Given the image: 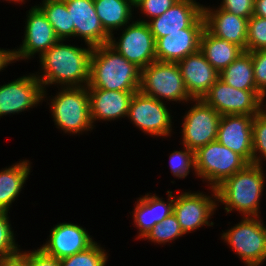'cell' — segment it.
Masks as SVG:
<instances>
[{"label":"cell","mask_w":266,"mask_h":266,"mask_svg":"<svg viewBox=\"0 0 266 266\" xmlns=\"http://www.w3.org/2000/svg\"><path fill=\"white\" fill-rule=\"evenodd\" d=\"M178 0H142L135 8L141 10L150 20L162 15L166 10L172 7Z\"/></svg>","instance_id":"cell-36"},{"label":"cell","mask_w":266,"mask_h":266,"mask_svg":"<svg viewBox=\"0 0 266 266\" xmlns=\"http://www.w3.org/2000/svg\"><path fill=\"white\" fill-rule=\"evenodd\" d=\"M94 6L104 30L109 35L113 34V30L129 24L132 19L134 6L129 0H94Z\"/></svg>","instance_id":"cell-26"},{"label":"cell","mask_w":266,"mask_h":266,"mask_svg":"<svg viewBox=\"0 0 266 266\" xmlns=\"http://www.w3.org/2000/svg\"><path fill=\"white\" fill-rule=\"evenodd\" d=\"M184 234L175 214L171 213L160 223L155 224L144 239L146 238L158 244H165L166 242H171L172 240H176V238L182 237Z\"/></svg>","instance_id":"cell-30"},{"label":"cell","mask_w":266,"mask_h":266,"mask_svg":"<svg viewBox=\"0 0 266 266\" xmlns=\"http://www.w3.org/2000/svg\"><path fill=\"white\" fill-rule=\"evenodd\" d=\"M29 160H23L0 171V211H9L30 174Z\"/></svg>","instance_id":"cell-25"},{"label":"cell","mask_w":266,"mask_h":266,"mask_svg":"<svg viewBox=\"0 0 266 266\" xmlns=\"http://www.w3.org/2000/svg\"><path fill=\"white\" fill-rule=\"evenodd\" d=\"M123 29L118 41L110 35L109 46L140 69L156 61V41L146 22L132 21Z\"/></svg>","instance_id":"cell-9"},{"label":"cell","mask_w":266,"mask_h":266,"mask_svg":"<svg viewBox=\"0 0 266 266\" xmlns=\"http://www.w3.org/2000/svg\"><path fill=\"white\" fill-rule=\"evenodd\" d=\"M107 252L94 242L86 250L59 260L60 266H105Z\"/></svg>","instance_id":"cell-29"},{"label":"cell","mask_w":266,"mask_h":266,"mask_svg":"<svg viewBox=\"0 0 266 266\" xmlns=\"http://www.w3.org/2000/svg\"><path fill=\"white\" fill-rule=\"evenodd\" d=\"M264 109L254 116L252 123L253 164L260 166L263 164L262 160H266V108Z\"/></svg>","instance_id":"cell-31"},{"label":"cell","mask_w":266,"mask_h":266,"mask_svg":"<svg viewBox=\"0 0 266 266\" xmlns=\"http://www.w3.org/2000/svg\"><path fill=\"white\" fill-rule=\"evenodd\" d=\"M26 20L23 44L16 50H12L13 62L30 59L36 53H39L40 56L60 40L38 6L31 7Z\"/></svg>","instance_id":"cell-13"},{"label":"cell","mask_w":266,"mask_h":266,"mask_svg":"<svg viewBox=\"0 0 266 266\" xmlns=\"http://www.w3.org/2000/svg\"><path fill=\"white\" fill-rule=\"evenodd\" d=\"M195 104L185 114L182 124V143L188 149L196 151L217 140L221 115L202 99H194Z\"/></svg>","instance_id":"cell-10"},{"label":"cell","mask_w":266,"mask_h":266,"mask_svg":"<svg viewBox=\"0 0 266 266\" xmlns=\"http://www.w3.org/2000/svg\"><path fill=\"white\" fill-rule=\"evenodd\" d=\"M63 41L59 40L39 56L43 72L41 75L36 73L35 76L44 90L46 85L52 84H59L62 88L88 85L93 47L87 45V48H79L65 45Z\"/></svg>","instance_id":"cell-1"},{"label":"cell","mask_w":266,"mask_h":266,"mask_svg":"<svg viewBox=\"0 0 266 266\" xmlns=\"http://www.w3.org/2000/svg\"><path fill=\"white\" fill-rule=\"evenodd\" d=\"M10 63H13L12 50L0 49V71Z\"/></svg>","instance_id":"cell-40"},{"label":"cell","mask_w":266,"mask_h":266,"mask_svg":"<svg viewBox=\"0 0 266 266\" xmlns=\"http://www.w3.org/2000/svg\"><path fill=\"white\" fill-rule=\"evenodd\" d=\"M184 151H174L170 154V169L173 176L185 178L190 173V168L195 172V151L183 147Z\"/></svg>","instance_id":"cell-34"},{"label":"cell","mask_w":266,"mask_h":266,"mask_svg":"<svg viewBox=\"0 0 266 266\" xmlns=\"http://www.w3.org/2000/svg\"><path fill=\"white\" fill-rule=\"evenodd\" d=\"M144 133L152 136H169L172 131V118L166 103L135 92L127 116Z\"/></svg>","instance_id":"cell-11"},{"label":"cell","mask_w":266,"mask_h":266,"mask_svg":"<svg viewBox=\"0 0 266 266\" xmlns=\"http://www.w3.org/2000/svg\"><path fill=\"white\" fill-rule=\"evenodd\" d=\"M202 14L203 5L196 0H178L159 17L149 22L144 19L139 21L148 24L156 41L169 33L182 32V29L189 28Z\"/></svg>","instance_id":"cell-19"},{"label":"cell","mask_w":266,"mask_h":266,"mask_svg":"<svg viewBox=\"0 0 266 266\" xmlns=\"http://www.w3.org/2000/svg\"><path fill=\"white\" fill-rule=\"evenodd\" d=\"M205 28L203 14L182 32L169 33L158 38L155 42L156 60L161 62L178 63L200 48V38Z\"/></svg>","instance_id":"cell-15"},{"label":"cell","mask_w":266,"mask_h":266,"mask_svg":"<svg viewBox=\"0 0 266 266\" xmlns=\"http://www.w3.org/2000/svg\"><path fill=\"white\" fill-rule=\"evenodd\" d=\"M51 98V115L64 133L78 134L93 129L90 117L88 87L62 88Z\"/></svg>","instance_id":"cell-4"},{"label":"cell","mask_w":266,"mask_h":266,"mask_svg":"<svg viewBox=\"0 0 266 266\" xmlns=\"http://www.w3.org/2000/svg\"><path fill=\"white\" fill-rule=\"evenodd\" d=\"M266 49V18L252 15L248 19L246 51Z\"/></svg>","instance_id":"cell-32"},{"label":"cell","mask_w":266,"mask_h":266,"mask_svg":"<svg viewBox=\"0 0 266 266\" xmlns=\"http://www.w3.org/2000/svg\"><path fill=\"white\" fill-rule=\"evenodd\" d=\"M49 240L40 249L58 260L86 250L95 241L80 225L59 223L50 230Z\"/></svg>","instance_id":"cell-17"},{"label":"cell","mask_w":266,"mask_h":266,"mask_svg":"<svg viewBox=\"0 0 266 266\" xmlns=\"http://www.w3.org/2000/svg\"><path fill=\"white\" fill-rule=\"evenodd\" d=\"M211 191V197L201 192H184L174 198L173 213L185 234L203 225H214L208 219L217 208V192L215 188H211Z\"/></svg>","instance_id":"cell-12"},{"label":"cell","mask_w":266,"mask_h":266,"mask_svg":"<svg viewBox=\"0 0 266 266\" xmlns=\"http://www.w3.org/2000/svg\"><path fill=\"white\" fill-rule=\"evenodd\" d=\"M0 266H28V252L20 251L12 257L0 259Z\"/></svg>","instance_id":"cell-39"},{"label":"cell","mask_w":266,"mask_h":266,"mask_svg":"<svg viewBox=\"0 0 266 266\" xmlns=\"http://www.w3.org/2000/svg\"><path fill=\"white\" fill-rule=\"evenodd\" d=\"M222 239L246 266H260L266 260V226L260 216L243 217L222 234Z\"/></svg>","instance_id":"cell-7"},{"label":"cell","mask_w":266,"mask_h":266,"mask_svg":"<svg viewBox=\"0 0 266 266\" xmlns=\"http://www.w3.org/2000/svg\"><path fill=\"white\" fill-rule=\"evenodd\" d=\"M253 15L266 18V0H254Z\"/></svg>","instance_id":"cell-41"},{"label":"cell","mask_w":266,"mask_h":266,"mask_svg":"<svg viewBox=\"0 0 266 266\" xmlns=\"http://www.w3.org/2000/svg\"><path fill=\"white\" fill-rule=\"evenodd\" d=\"M135 92L88 87L92 124L96 120H116L128 116L129 105Z\"/></svg>","instance_id":"cell-21"},{"label":"cell","mask_w":266,"mask_h":266,"mask_svg":"<svg viewBox=\"0 0 266 266\" xmlns=\"http://www.w3.org/2000/svg\"><path fill=\"white\" fill-rule=\"evenodd\" d=\"M7 211H0V259L12 257L20 252Z\"/></svg>","instance_id":"cell-33"},{"label":"cell","mask_w":266,"mask_h":266,"mask_svg":"<svg viewBox=\"0 0 266 266\" xmlns=\"http://www.w3.org/2000/svg\"><path fill=\"white\" fill-rule=\"evenodd\" d=\"M139 91L162 102L194 100L186 90L178 63L172 62L156 60L142 68Z\"/></svg>","instance_id":"cell-5"},{"label":"cell","mask_w":266,"mask_h":266,"mask_svg":"<svg viewBox=\"0 0 266 266\" xmlns=\"http://www.w3.org/2000/svg\"><path fill=\"white\" fill-rule=\"evenodd\" d=\"M218 7L238 17L249 19L253 15L254 0H223Z\"/></svg>","instance_id":"cell-37"},{"label":"cell","mask_w":266,"mask_h":266,"mask_svg":"<svg viewBox=\"0 0 266 266\" xmlns=\"http://www.w3.org/2000/svg\"><path fill=\"white\" fill-rule=\"evenodd\" d=\"M199 50L218 73L243 52L239 46L212 35L206 28L201 34Z\"/></svg>","instance_id":"cell-24"},{"label":"cell","mask_w":266,"mask_h":266,"mask_svg":"<svg viewBox=\"0 0 266 266\" xmlns=\"http://www.w3.org/2000/svg\"><path fill=\"white\" fill-rule=\"evenodd\" d=\"M205 28L214 36L226 39L246 51L248 19L238 17L220 7L203 6Z\"/></svg>","instance_id":"cell-22"},{"label":"cell","mask_w":266,"mask_h":266,"mask_svg":"<svg viewBox=\"0 0 266 266\" xmlns=\"http://www.w3.org/2000/svg\"><path fill=\"white\" fill-rule=\"evenodd\" d=\"M70 12L74 37H81L87 45L108 44L110 35L104 30L96 13L94 0H64Z\"/></svg>","instance_id":"cell-18"},{"label":"cell","mask_w":266,"mask_h":266,"mask_svg":"<svg viewBox=\"0 0 266 266\" xmlns=\"http://www.w3.org/2000/svg\"><path fill=\"white\" fill-rule=\"evenodd\" d=\"M249 53L252 55L256 88L266 97V49Z\"/></svg>","instance_id":"cell-35"},{"label":"cell","mask_w":266,"mask_h":266,"mask_svg":"<svg viewBox=\"0 0 266 266\" xmlns=\"http://www.w3.org/2000/svg\"><path fill=\"white\" fill-rule=\"evenodd\" d=\"M263 172L262 166L248 164L244 169L228 177L215 188L217 204L219 202L225 204L226 213L234 209L244 217H259V202L265 186Z\"/></svg>","instance_id":"cell-3"},{"label":"cell","mask_w":266,"mask_h":266,"mask_svg":"<svg viewBox=\"0 0 266 266\" xmlns=\"http://www.w3.org/2000/svg\"><path fill=\"white\" fill-rule=\"evenodd\" d=\"M28 266H60L59 260L46 255L40 248L28 251Z\"/></svg>","instance_id":"cell-38"},{"label":"cell","mask_w":266,"mask_h":266,"mask_svg":"<svg viewBox=\"0 0 266 266\" xmlns=\"http://www.w3.org/2000/svg\"><path fill=\"white\" fill-rule=\"evenodd\" d=\"M131 2V4L135 7L139 2H141L142 0H129Z\"/></svg>","instance_id":"cell-42"},{"label":"cell","mask_w":266,"mask_h":266,"mask_svg":"<svg viewBox=\"0 0 266 266\" xmlns=\"http://www.w3.org/2000/svg\"><path fill=\"white\" fill-rule=\"evenodd\" d=\"M178 66L186 90L193 99H202L210 87L219 79V73L200 50L179 61Z\"/></svg>","instance_id":"cell-20"},{"label":"cell","mask_w":266,"mask_h":266,"mask_svg":"<svg viewBox=\"0 0 266 266\" xmlns=\"http://www.w3.org/2000/svg\"><path fill=\"white\" fill-rule=\"evenodd\" d=\"M172 191H167L168 201L154 195L140 197L134 209L133 218L137 228H139L138 238H144L147 233L160 223L163 219L173 213L174 197Z\"/></svg>","instance_id":"cell-23"},{"label":"cell","mask_w":266,"mask_h":266,"mask_svg":"<svg viewBox=\"0 0 266 266\" xmlns=\"http://www.w3.org/2000/svg\"><path fill=\"white\" fill-rule=\"evenodd\" d=\"M219 78L236 89L257 90L252 55L247 51H243L228 67L219 73Z\"/></svg>","instance_id":"cell-27"},{"label":"cell","mask_w":266,"mask_h":266,"mask_svg":"<svg viewBox=\"0 0 266 266\" xmlns=\"http://www.w3.org/2000/svg\"><path fill=\"white\" fill-rule=\"evenodd\" d=\"M6 1H9V2H11V1H13V2H17V3H19V2H24V0H6Z\"/></svg>","instance_id":"cell-43"},{"label":"cell","mask_w":266,"mask_h":266,"mask_svg":"<svg viewBox=\"0 0 266 266\" xmlns=\"http://www.w3.org/2000/svg\"><path fill=\"white\" fill-rule=\"evenodd\" d=\"M47 93L35 76L30 74L0 86V117L35 107Z\"/></svg>","instance_id":"cell-14"},{"label":"cell","mask_w":266,"mask_h":266,"mask_svg":"<svg viewBox=\"0 0 266 266\" xmlns=\"http://www.w3.org/2000/svg\"><path fill=\"white\" fill-rule=\"evenodd\" d=\"M254 116L221 115L217 141L253 164L252 123Z\"/></svg>","instance_id":"cell-16"},{"label":"cell","mask_w":266,"mask_h":266,"mask_svg":"<svg viewBox=\"0 0 266 266\" xmlns=\"http://www.w3.org/2000/svg\"><path fill=\"white\" fill-rule=\"evenodd\" d=\"M38 7L52 25L57 37L66 40L74 37V25H71L70 12L64 0H43Z\"/></svg>","instance_id":"cell-28"},{"label":"cell","mask_w":266,"mask_h":266,"mask_svg":"<svg viewBox=\"0 0 266 266\" xmlns=\"http://www.w3.org/2000/svg\"><path fill=\"white\" fill-rule=\"evenodd\" d=\"M264 98L258 90L236 89L219 78L202 100L220 115L255 116L265 107Z\"/></svg>","instance_id":"cell-8"},{"label":"cell","mask_w":266,"mask_h":266,"mask_svg":"<svg viewBox=\"0 0 266 266\" xmlns=\"http://www.w3.org/2000/svg\"><path fill=\"white\" fill-rule=\"evenodd\" d=\"M249 163L240 155L223 146L217 140L195 151V174L218 187L224 180L244 169ZM207 180V181H206Z\"/></svg>","instance_id":"cell-6"},{"label":"cell","mask_w":266,"mask_h":266,"mask_svg":"<svg viewBox=\"0 0 266 266\" xmlns=\"http://www.w3.org/2000/svg\"><path fill=\"white\" fill-rule=\"evenodd\" d=\"M141 69L108 44L93 47L87 87L139 91Z\"/></svg>","instance_id":"cell-2"}]
</instances>
